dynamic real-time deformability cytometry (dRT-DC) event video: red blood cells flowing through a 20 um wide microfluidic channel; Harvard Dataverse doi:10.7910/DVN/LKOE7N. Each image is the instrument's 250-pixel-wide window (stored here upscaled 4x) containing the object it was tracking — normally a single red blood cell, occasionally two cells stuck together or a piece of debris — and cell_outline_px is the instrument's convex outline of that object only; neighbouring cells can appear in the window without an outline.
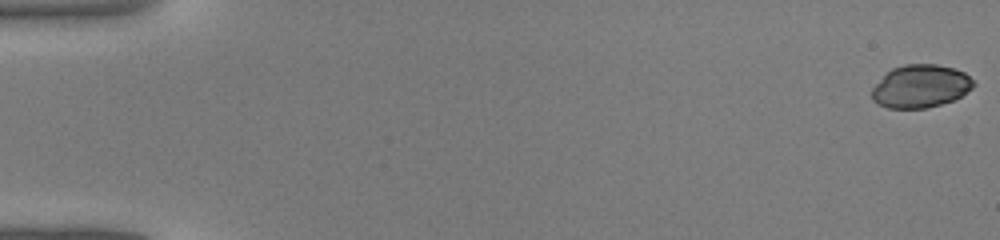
{"species": "common noctule bat (a hibernating species)", "species_latin": "Nyctalus noctula", "temperature_condition": "warm", "stored_images_in_passage": 44, "camera_frame_rate_fps": 3000, "um_per_image_px": 0.085, "animal": {"sex": "male", "body_mass_g": 19.0, "forearm_length_mm": 50.8}, "frame": {"image": 1, "passage_image": 1, "time_ms": 0.0, "image_size_px": [1000, 240], "cell_outline_px": [[976, 84], [972, 88], [960, 96], [952, 100], [940, 104], [924, 108], [888, 108], [876, 104], [872, 100], [872, 88], [892, 68], [904, 64], [936, 64], [952, 68], [964, 72]], "centroid_in_image_um": [78.23, 7.33], "position_along_channel_um": 6.8, "area_um2": 25.2}}
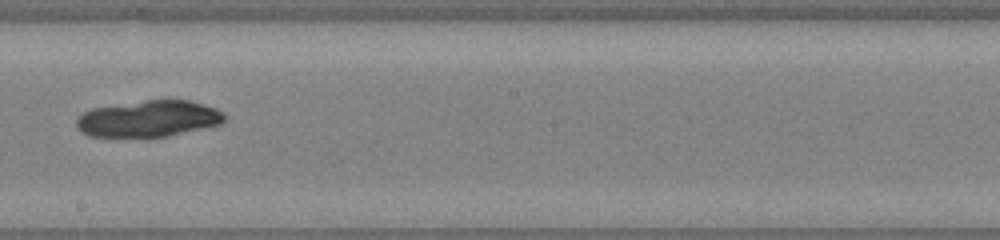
{"frame": {"image": 2, "passage_image": 26, "time_ms": 8.333, "image_size_px": [1000, 240], "cell_outline_px": [[224, 120], [220, 124], [168, 136], [88, 136], [80, 132], [76, 128], [76, 120], [84, 112], [92, 108], [144, 100], [188, 100], [204, 104], [216, 108], [224, 112]], "centroid_in_image_um": [12.62, 10.08], "position_along_channel_um": 235.6, "area_um2": 31.21}}
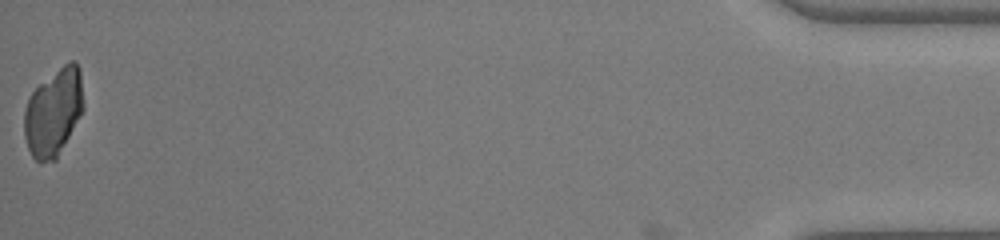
{"frame": {"image": 3, "passage_image": 44, "time_ms": 14.333, "image_size_px": [1000, 240], "cell_outline_px": [[84, 108], [80, 116], [56, 160], [40, 164], [32, 156], [28, 148], [24, 136], [24, 112], [28, 100], [32, 92], [40, 84], [68, 60], [76, 60], [80, 68], [84, 104]], "centroid_in_image_um": [4.56, 9.55], "position_along_channel_um": 430.6, "area_um2": 30.35}}